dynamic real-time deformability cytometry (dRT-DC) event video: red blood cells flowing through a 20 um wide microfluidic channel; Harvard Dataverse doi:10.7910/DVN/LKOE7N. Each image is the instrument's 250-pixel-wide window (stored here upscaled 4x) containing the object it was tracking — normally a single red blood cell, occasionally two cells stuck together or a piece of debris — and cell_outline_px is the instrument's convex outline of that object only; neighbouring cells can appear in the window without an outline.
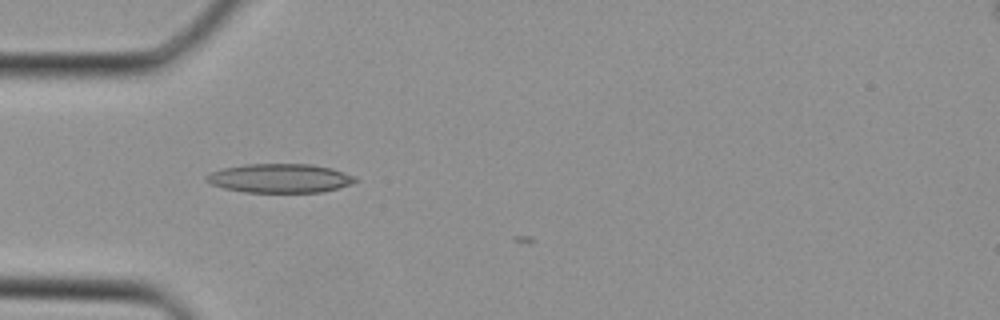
{"species": "Egyptian fruit bat (a non-hibernating species)", "species_latin": "Rousettus aegyptiacus", "temperature_condition": "cold", "stored_images_in_passage": 2, "camera_frame_rate_fps": 3000, "um_per_image_px": 0.085, "animal": {"sex": "female"}, "frame": {"image": 1, "passage_image": 1, "time_ms": 0.0, "image_size_px": [1000, 320], "cell_outline_px": [[360, 180], [352, 184], [324, 192], [244, 192], [224, 188], [212, 184], [204, 180], [204, 176], [208, 172], [224, 168], [244, 164], [312, 164], [332, 168], [356, 176]], "centroid_in_image_um": [23.8, 15.15], "position_along_channel_um": 61.2, "area_um2": 25.43}}